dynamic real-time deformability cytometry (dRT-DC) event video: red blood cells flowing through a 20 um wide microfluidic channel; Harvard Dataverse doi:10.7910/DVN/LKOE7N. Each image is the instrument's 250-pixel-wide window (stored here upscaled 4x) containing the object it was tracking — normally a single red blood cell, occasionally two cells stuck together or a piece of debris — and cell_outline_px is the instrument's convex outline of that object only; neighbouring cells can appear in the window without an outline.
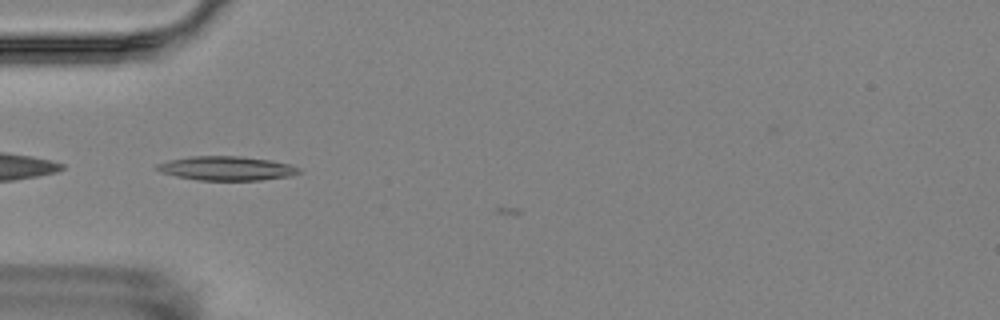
{"species": "Egyptian fruit bat (a non-hibernating species)", "species_latin": "Rousettus aegyptiacus", "temperature_condition": "room temperature", "stored_images_in_passage": 5, "camera_frame_rate_fps": 3000, "um_per_image_px": 0.085, "animal": {"sex": "female"}, "frame": {"image": 1, "passage_image": 4, "time_ms": 3.333, "image_size_px": [1000, 320], "cell_outline_px": [[304, 172], [292, 176], [260, 180], [196, 180], [176, 176], [160, 172], [152, 168], [156, 164], [168, 160], [192, 156], [240, 156], [268, 160], [288, 164], [300, 168]], "centroid_in_image_um": [19.23, 14.31], "position_along_channel_um": 65.8, "area_um2": 20.11}}